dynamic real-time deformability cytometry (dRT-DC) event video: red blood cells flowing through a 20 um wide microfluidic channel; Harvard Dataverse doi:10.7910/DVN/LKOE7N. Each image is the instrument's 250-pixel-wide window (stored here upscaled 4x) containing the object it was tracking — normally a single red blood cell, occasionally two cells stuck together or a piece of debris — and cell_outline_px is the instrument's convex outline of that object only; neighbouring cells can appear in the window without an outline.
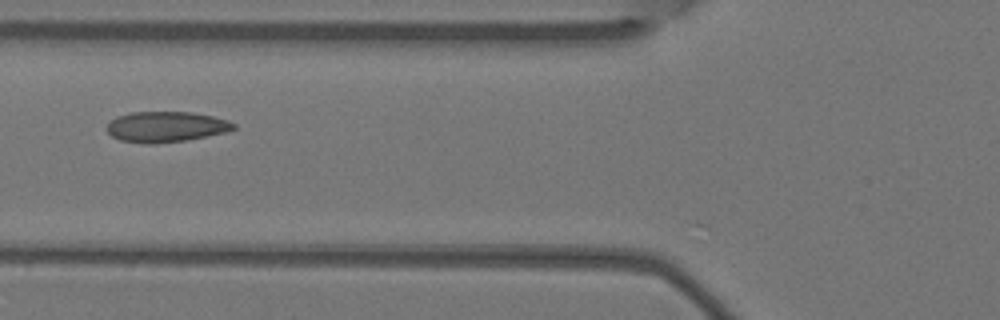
{"species": "Egyptian fruit bat (a non-hibernating species)", "species_latin": "Rousettus aegyptiacus", "temperature_condition": "warm", "stored_images_in_passage": 6, "camera_frame_rate_fps": 3000, "um_per_image_px": 0.085, "animal": {"sex": "female"}, "frame": {"image": 1, "passage_image": 6, "time_ms": 1.667, "image_size_px": [1000, 320], "cell_outline_px": [[236, 128], [228, 132], [184, 140], [156, 144], [144, 144], [120, 140], [112, 136], [108, 132], [108, 120], [116, 116], [128, 112], [192, 112], [212, 116], [228, 120], [236, 124]], "centroid_in_image_um": [14.09, 10.77], "position_along_channel_um": 111.7, "area_um2": 22.77}}